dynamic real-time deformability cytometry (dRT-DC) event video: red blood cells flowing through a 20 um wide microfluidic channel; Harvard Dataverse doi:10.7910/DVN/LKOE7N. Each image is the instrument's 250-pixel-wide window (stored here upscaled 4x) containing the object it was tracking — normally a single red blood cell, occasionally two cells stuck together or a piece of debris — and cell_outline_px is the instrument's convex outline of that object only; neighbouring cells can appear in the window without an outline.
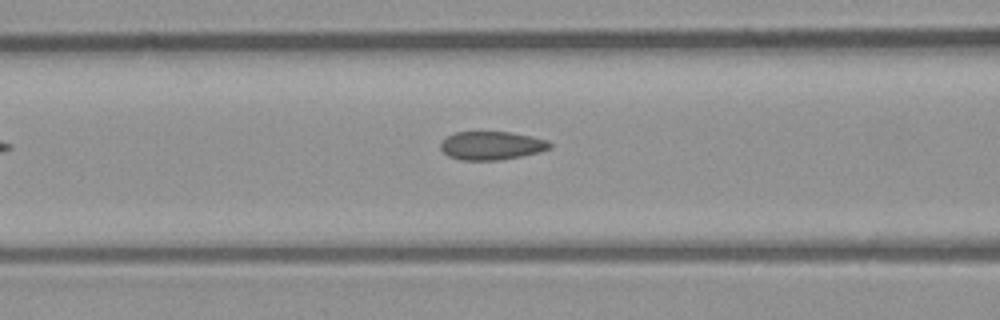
{"species": "common noctule bat (a hibernating species)", "species_latin": "Nyctalus noctula", "temperature_condition": "room temperature", "stored_images_in_passage": 4, "segment_of_instrument_passage": [1, 2], "camera_frame_rate_fps": 3000, "um_per_image_px": 0.085, "animal": {"sex": "male", "body_mass_g": 23.1, "forearm_length_mm": 52.7}, "frame": {"image": 1, "passage_image": 3, "time_ms": 0.667, "image_size_px": [1000, 320], "cell_outline_px": [[552, 148], [540, 152], [500, 160], [460, 160], [448, 156], [440, 148], [440, 144], [448, 136], [456, 132], [512, 132], [532, 136], [548, 140], [552, 144]], "centroid_in_image_um": [41.82, 12.37], "position_along_channel_um": 124.8, "area_um2": 18.15}}